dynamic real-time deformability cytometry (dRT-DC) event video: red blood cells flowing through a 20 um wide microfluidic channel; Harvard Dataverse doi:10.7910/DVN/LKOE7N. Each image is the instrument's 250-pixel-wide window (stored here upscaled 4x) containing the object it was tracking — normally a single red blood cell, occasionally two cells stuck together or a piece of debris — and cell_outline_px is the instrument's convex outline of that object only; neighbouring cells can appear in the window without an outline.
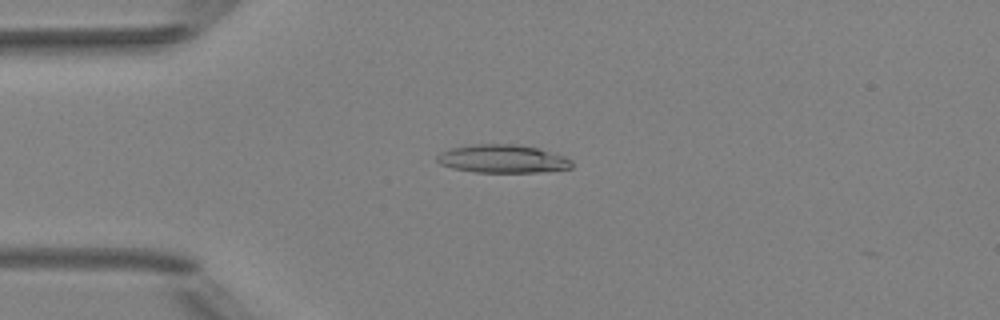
{"species": "Egyptian fruit bat (a non-hibernating species)", "species_latin": "Rousettus aegyptiacus", "temperature_condition": "room temperature", "stored_images_in_passage": 6, "camera_frame_rate_fps": 3000, "um_per_image_px": 0.085, "animal": {"sex": "female"}, "frame": {"image": 1, "passage_image": 4, "time_ms": 3.0, "image_size_px": [1000, 320], "cell_outline_px": [[572, 168], [536, 172], [476, 172], [452, 168], [440, 164], [436, 160], [436, 156], [440, 152], [452, 148], [472, 144], [516, 144], [536, 148], [564, 156], [572, 160]], "centroid_in_image_um": [42.69, 13.5], "position_along_channel_um": 42.3, "area_um2": 22.02}}
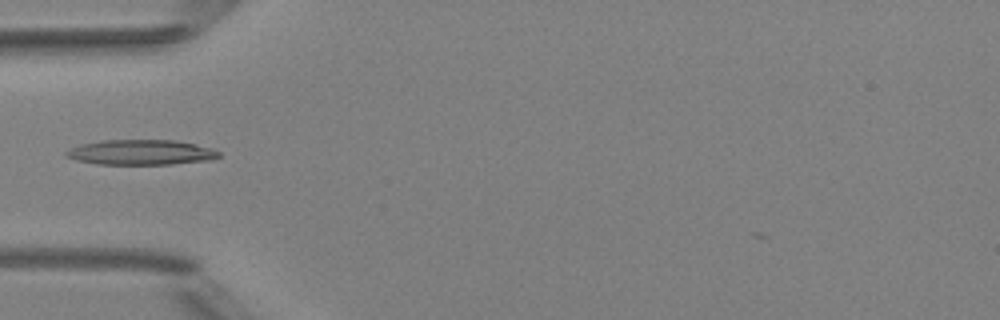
{"frame": {"image": 2, "passage_image": 5, "time_ms": 4.333, "image_size_px": [1000, 320], "cell_outline_px": [[220, 156], [212, 160], [172, 164], [96, 164], [76, 160], [64, 156], [64, 152], [80, 144], [100, 140], [176, 140], [196, 144], [212, 148], [220, 152]], "centroid_in_image_um": [11.99, 12.94], "position_along_channel_um": 73.0, "area_um2": 22.54}}
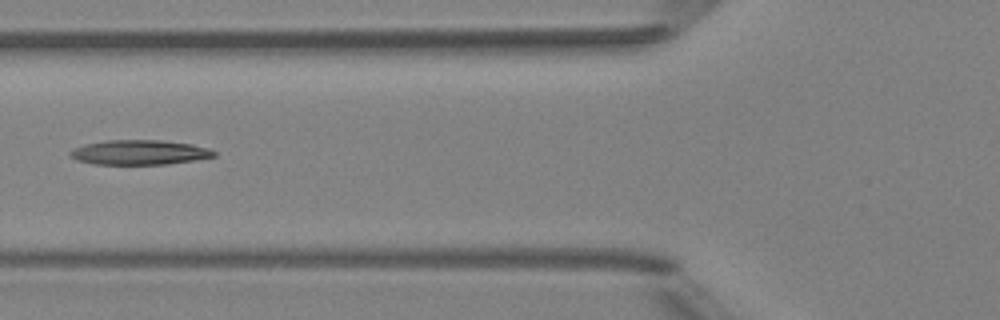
{"frame": {"image": 3, "passage_image": 6, "time_ms": 5.333, "image_size_px": [1000, 320], "cell_outline_px": [[216, 156], [192, 160], [164, 164], [92, 164], [76, 160], [68, 156], [68, 152], [76, 148], [88, 144], [108, 140], [160, 140], [192, 144], [208, 148], [216, 152]], "centroid_in_image_um": [11.83, 12.95], "position_along_channel_um": 114.0, "area_um2": 20.52}}